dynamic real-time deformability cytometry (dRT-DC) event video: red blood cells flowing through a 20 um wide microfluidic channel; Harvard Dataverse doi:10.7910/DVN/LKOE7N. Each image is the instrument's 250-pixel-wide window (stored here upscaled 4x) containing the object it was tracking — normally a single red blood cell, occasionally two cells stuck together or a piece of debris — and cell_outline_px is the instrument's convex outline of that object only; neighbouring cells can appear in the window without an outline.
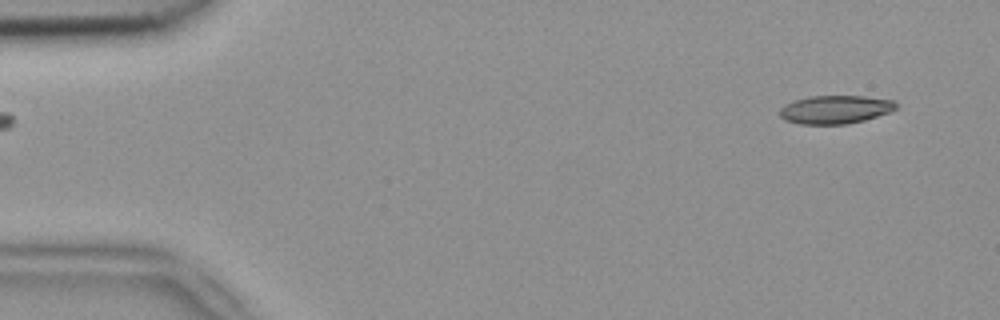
{"species": "common noctule bat (a hibernating species)", "species_latin": "Nyctalus noctula", "temperature_condition": "room temperature", "stored_images_in_passage": 3, "camera_frame_rate_fps": 3000, "um_per_image_px": 0.085, "animal": {"sex": "female", "body_mass_g": 18.4}, "frame": {"image": 1, "passage_image": 3, "time_ms": 0.667, "image_size_px": [1000, 320], "cell_outline_px": [[900, 104], [896, 108], [888, 112], [864, 120], [844, 124], [800, 124], [784, 120], [780, 116], [780, 108], [784, 104], [796, 100], [812, 96], [864, 96], [896, 100]], "centroid_in_image_um": [71.01, 9.3], "position_along_channel_um": 14.0, "area_um2": 19.19}}